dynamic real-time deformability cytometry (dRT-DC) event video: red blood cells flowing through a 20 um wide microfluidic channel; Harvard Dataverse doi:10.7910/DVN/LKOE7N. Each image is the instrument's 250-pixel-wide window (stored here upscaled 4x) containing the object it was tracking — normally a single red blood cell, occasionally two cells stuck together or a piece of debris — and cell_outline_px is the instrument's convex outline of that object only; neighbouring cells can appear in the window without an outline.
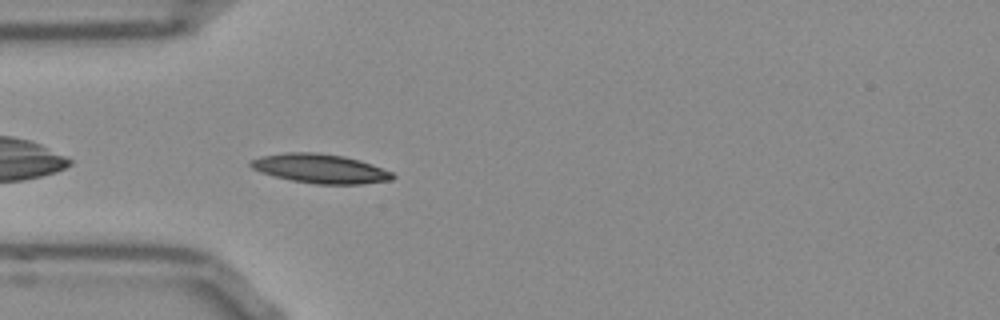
{"species": "Egyptian fruit bat (a non-hibernating species)", "species_latin": "Rousettus aegyptiacus", "temperature_condition": "room temperature", "stored_images_in_passage": 40, "camera_frame_rate_fps": 3000, "um_per_image_px": 0.085, "frame": {"image": 1, "passage_image": 2, "time_ms": 0.333, "image_size_px": [1000, 320], "cell_outline_px": [[396, 176], [392, 180], [360, 184], [316, 184], [292, 180], [260, 172], [252, 168], [248, 164], [248, 160], [260, 156], [284, 152], [316, 152], [344, 156], [360, 160], [372, 164], [392, 172]], "centroid_in_image_um": [27.2, 14.32], "position_along_channel_um": 57.8, "area_um2": 24.28}}
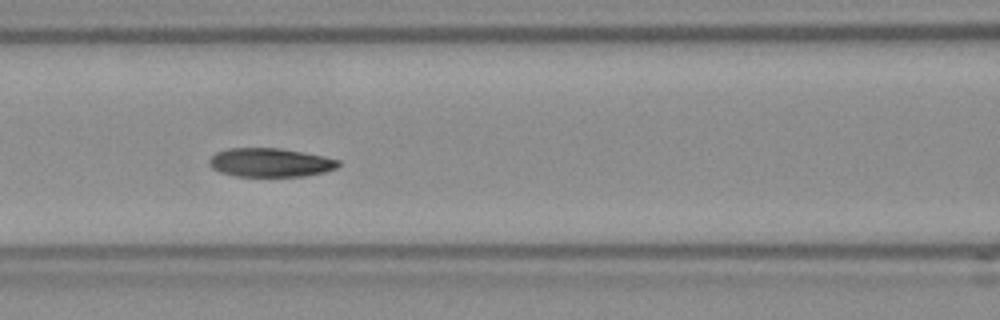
{"frame": {"image": 2, "passage_image": 9, "time_ms": 2.667, "image_size_px": [1000, 320], "cell_outline_px": [[340, 164], [336, 168], [324, 172], [304, 176], [236, 176], [220, 172], [212, 168], [208, 164], [208, 160], [216, 152], [228, 148], [280, 148], [324, 156], [340, 160]], "centroid_in_image_um": [22.96, 13.81], "position_along_channel_um": 143.6, "area_um2": 21.68}}
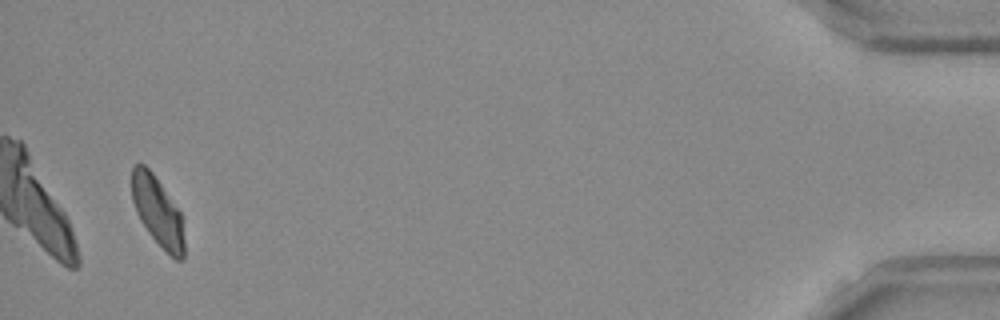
{"frame": {"image": 3, "passage_image": 38, "time_ms": 12.333, "image_size_px": [1000, 320], "cell_outline_px": [[184, 256], [180, 260], [176, 260], [148, 232], [140, 220], [136, 212], [132, 200], [132, 164], [144, 164], [152, 172], [180, 212], [184, 240]], "centroid_in_image_um": [13.37, 17.94], "position_along_channel_um": 421.8, "area_um2": 20.69}, "authors_computed_cell_mechanics": {"area_um2": 22.3975, "velocity_mm_per_s": 3.7712, "shape_relaxation_time_tau1_ms": 4.4067, "shape_relaxation_time_tau2_ms": 2.6302, "deformation_change_tau1": 0.1249, "deformation_change_tau2": 0.0743}}